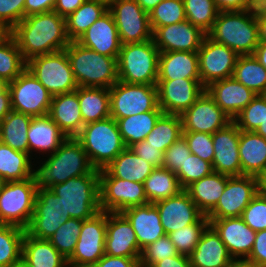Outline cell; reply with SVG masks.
<instances>
[{"label": "cell", "instance_id": "1", "mask_svg": "<svg viewBox=\"0 0 266 267\" xmlns=\"http://www.w3.org/2000/svg\"><path fill=\"white\" fill-rule=\"evenodd\" d=\"M9 34L26 61L38 55L62 51L71 42L66 32V19L55 11L25 17Z\"/></svg>", "mask_w": 266, "mask_h": 267}, {"label": "cell", "instance_id": "2", "mask_svg": "<svg viewBox=\"0 0 266 267\" xmlns=\"http://www.w3.org/2000/svg\"><path fill=\"white\" fill-rule=\"evenodd\" d=\"M36 169L33 166L32 177L37 190L51 189L54 185L64 183L70 178L87 174H99L75 137H67L60 147Z\"/></svg>", "mask_w": 266, "mask_h": 267}, {"label": "cell", "instance_id": "3", "mask_svg": "<svg viewBox=\"0 0 266 267\" xmlns=\"http://www.w3.org/2000/svg\"><path fill=\"white\" fill-rule=\"evenodd\" d=\"M207 36L213 41L229 47L238 55H253L259 45L255 9L219 11Z\"/></svg>", "mask_w": 266, "mask_h": 267}, {"label": "cell", "instance_id": "4", "mask_svg": "<svg viewBox=\"0 0 266 267\" xmlns=\"http://www.w3.org/2000/svg\"><path fill=\"white\" fill-rule=\"evenodd\" d=\"M79 87L111 88L117 81V58L101 55L76 41L64 49Z\"/></svg>", "mask_w": 266, "mask_h": 267}, {"label": "cell", "instance_id": "5", "mask_svg": "<svg viewBox=\"0 0 266 267\" xmlns=\"http://www.w3.org/2000/svg\"><path fill=\"white\" fill-rule=\"evenodd\" d=\"M75 138L97 170L107 167L126 148L117 122L111 116L85 124Z\"/></svg>", "mask_w": 266, "mask_h": 267}, {"label": "cell", "instance_id": "6", "mask_svg": "<svg viewBox=\"0 0 266 267\" xmlns=\"http://www.w3.org/2000/svg\"><path fill=\"white\" fill-rule=\"evenodd\" d=\"M159 55L153 39L122 44L117 58L119 81L157 85Z\"/></svg>", "mask_w": 266, "mask_h": 267}, {"label": "cell", "instance_id": "7", "mask_svg": "<svg viewBox=\"0 0 266 267\" xmlns=\"http://www.w3.org/2000/svg\"><path fill=\"white\" fill-rule=\"evenodd\" d=\"M50 190L62 201L70 218L86 220L101 211L99 174L70 178Z\"/></svg>", "mask_w": 266, "mask_h": 267}, {"label": "cell", "instance_id": "8", "mask_svg": "<svg viewBox=\"0 0 266 267\" xmlns=\"http://www.w3.org/2000/svg\"><path fill=\"white\" fill-rule=\"evenodd\" d=\"M27 69L52 96L74 92L79 87L65 50L33 57L27 61Z\"/></svg>", "mask_w": 266, "mask_h": 267}, {"label": "cell", "instance_id": "9", "mask_svg": "<svg viewBox=\"0 0 266 267\" xmlns=\"http://www.w3.org/2000/svg\"><path fill=\"white\" fill-rule=\"evenodd\" d=\"M36 195L33 177L6 182L0 192V220L26 229L34 212Z\"/></svg>", "mask_w": 266, "mask_h": 267}, {"label": "cell", "instance_id": "10", "mask_svg": "<svg viewBox=\"0 0 266 267\" xmlns=\"http://www.w3.org/2000/svg\"><path fill=\"white\" fill-rule=\"evenodd\" d=\"M110 91V115L115 120L153 110L158 104L156 85L127 84L117 81Z\"/></svg>", "mask_w": 266, "mask_h": 267}, {"label": "cell", "instance_id": "11", "mask_svg": "<svg viewBox=\"0 0 266 267\" xmlns=\"http://www.w3.org/2000/svg\"><path fill=\"white\" fill-rule=\"evenodd\" d=\"M8 88L13 111L32 117L49 113L53 96L27 68L8 83Z\"/></svg>", "mask_w": 266, "mask_h": 267}, {"label": "cell", "instance_id": "12", "mask_svg": "<svg viewBox=\"0 0 266 267\" xmlns=\"http://www.w3.org/2000/svg\"><path fill=\"white\" fill-rule=\"evenodd\" d=\"M107 212L100 211L83 220L81 233L68 267H91L105 254Z\"/></svg>", "mask_w": 266, "mask_h": 267}, {"label": "cell", "instance_id": "13", "mask_svg": "<svg viewBox=\"0 0 266 267\" xmlns=\"http://www.w3.org/2000/svg\"><path fill=\"white\" fill-rule=\"evenodd\" d=\"M116 23L121 44L153 39L149 13L135 0H115L108 5Z\"/></svg>", "mask_w": 266, "mask_h": 267}, {"label": "cell", "instance_id": "14", "mask_svg": "<svg viewBox=\"0 0 266 267\" xmlns=\"http://www.w3.org/2000/svg\"><path fill=\"white\" fill-rule=\"evenodd\" d=\"M70 219L59 197L50 189L37 190L34 212L26 233L34 238L49 240Z\"/></svg>", "mask_w": 266, "mask_h": 267}, {"label": "cell", "instance_id": "15", "mask_svg": "<svg viewBox=\"0 0 266 267\" xmlns=\"http://www.w3.org/2000/svg\"><path fill=\"white\" fill-rule=\"evenodd\" d=\"M260 191V178L251 175L229 176L217 205L208 219L240 217L250 201Z\"/></svg>", "mask_w": 266, "mask_h": 267}, {"label": "cell", "instance_id": "16", "mask_svg": "<svg viewBox=\"0 0 266 267\" xmlns=\"http://www.w3.org/2000/svg\"><path fill=\"white\" fill-rule=\"evenodd\" d=\"M101 211L121 213L125 209L148 204L143 183L115 177H99Z\"/></svg>", "mask_w": 266, "mask_h": 267}, {"label": "cell", "instance_id": "17", "mask_svg": "<svg viewBox=\"0 0 266 267\" xmlns=\"http://www.w3.org/2000/svg\"><path fill=\"white\" fill-rule=\"evenodd\" d=\"M238 54L207 35L198 50L200 81L206 88L211 83L232 77Z\"/></svg>", "mask_w": 266, "mask_h": 267}, {"label": "cell", "instance_id": "18", "mask_svg": "<svg viewBox=\"0 0 266 267\" xmlns=\"http://www.w3.org/2000/svg\"><path fill=\"white\" fill-rule=\"evenodd\" d=\"M158 104L166 114L181 115L202 95L206 88L200 78L157 80Z\"/></svg>", "mask_w": 266, "mask_h": 267}, {"label": "cell", "instance_id": "19", "mask_svg": "<svg viewBox=\"0 0 266 267\" xmlns=\"http://www.w3.org/2000/svg\"><path fill=\"white\" fill-rule=\"evenodd\" d=\"M180 117L182 131L209 134L225 128L232 122V119L215 103L206 90Z\"/></svg>", "mask_w": 266, "mask_h": 267}, {"label": "cell", "instance_id": "20", "mask_svg": "<svg viewBox=\"0 0 266 267\" xmlns=\"http://www.w3.org/2000/svg\"><path fill=\"white\" fill-rule=\"evenodd\" d=\"M213 172L229 176H241L239 157L240 129L232 121L225 128L212 134Z\"/></svg>", "mask_w": 266, "mask_h": 267}, {"label": "cell", "instance_id": "21", "mask_svg": "<svg viewBox=\"0 0 266 267\" xmlns=\"http://www.w3.org/2000/svg\"><path fill=\"white\" fill-rule=\"evenodd\" d=\"M207 34L188 20L158 27L153 32V40L160 52H198Z\"/></svg>", "mask_w": 266, "mask_h": 267}, {"label": "cell", "instance_id": "22", "mask_svg": "<svg viewBox=\"0 0 266 267\" xmlns=\"http://www.w3.org/2000/svg\"><path fill=\"white\" fill-rule=\"evenodd\" d=\"M105 254L127 258H140L135 231L122 213L107 212Z\"/></svg>", "mask_w": 266, "mask_h": 267}, {"label": "cell", "instance_id": "23", "mask_svg": "<svg viewBox=\"0 0 266 267\" xmlns=\"http://www.w3.org/2000/svg\"><path fill=\"white\" fill-rule=\"evenodd\" d=\"M208 220L232 258H248L256 232L246 225L241 216Z\"/></svg>", "mask_w": 266, "mask_h": 267}, {"label": "cell", "instance_id": "24", "mask_svg": "<svg viewBox=\"0 0 266 267\" xmlns=\"http://www.w3.org/2000/svg\"><path fill=\"white\" fill-rule=\"evenodd\" d=\"M154 205L166 235L195 223L203 215L185 190Z\"/></svg>", "mask_w": 266, "mask_h": 267}, {"label": "cell", "instance_id": "25", "mask_svg": "<svg viewBox=\"0 0 266 267\" xmlns=\"http://www.w3.org/2000/svg\"><path fill=\"white\" fill-rule=\"evenodd\" d=\"M206 91L232 121L257 96L233 77L211 83Z\"/></svg>", "mask_w": 266, "mask_h": 267}, {"label": "cell", "instance_id": "26", "mask_svg": "<svg viewBox=\"0 0 266 267\" xmlns=\"http://www.w3.org/2000/svg\"><path fill=\"white\" fill-rule=\"evenodd\" d=\"M76 42L108 57H118L122 45L116 23L109 11L90 26Z\"/></svg>", "mask_w": 266, "mask_h": 267}, {"label": "cell", "instance_id": "27", "mask_svg": "<svg viewBox=\"0 0 266 267\" xmlns=\"http://www.w3.org/2000/svg\"><path fill=\"white\" fill-rule=\"evenodd\" d=\"M131 223L140 250L164 237L159 211L153 203L134 206L121 212Z\"/></svg>", "mask_w": 266, "mask_h": 267}, {"label": "cell", "instance_id": "28", "mask_svg": "<svg viewBox=\"0 0 266 267\" xmlns=\"http://www.w3.org/2000/svg\"><path fill=\"white\" fill-rule=\"evenodd\" d=\"M29 155L34 159L33 152L40 155L53 154L60 145L67 139V136L60 130L59 126L50 116L32 117L27 133ZM39 151V152H38ZM42 153V154H41Z\"/></svg>", "mask_w": 266, "mask_h": 267}, {"label": "cell", "instance_id": "29", "mask_svg": "<svg viewBox=\"0 0 266 267\" xmlns=\"http://www.w3.org/2000/svg\"><path fill=\"white\" fill-rule=\"evenodd\" d=\"M48 115L67 137H76L85 125L78 100V88L74 92L53 96Z\"/></svg>", "mask_w": 266, "mask_h": 267}, {"label": "cell", "instance_id": "30", "mask_svg": "<svg viewBox=\"0 0 266 267\" xmlns=\"http://www.w3.org/2000/svg\"><path fill=\"white\" fill-rule=\"evenodd\" d=\"M188 257L191 267H226L232 259L225 244L210 225Z\"/></svg>", "mask_w": 266, "mask_h": 267}, {"label": "cell", "instance_id": "31", "mask_svg": "<svg viewBox=\"0 0 266 267\" xmlns=\"http://www.w3.org/2000/svg\"><path fill=\"white\" fill-rule=\"evenodd\" d=\"M241 175L261 178L266 174V139L254 131H241L239 139Z\"/></svg>", "mask_w": 266, "mask_h": 267}, {"label": "cell", "instance_id": "32", "mask_svg": "<svg viewBox=\"0 0 266 267\" xmlns=\"http://www.w3.org/2000/svg\"><path fill=\"white\" fill-rule=\"evenodd\" d=\"M200 78L198 52H160L158 79Z\"/></svg>", "mask_w": 266, "mask_h": 267}, {"label": "cell", "instance_id": "33", "mask_svg": "<svg viewBox=\"0 0 266 267\" xmlns=\"http://www.w3.org/2000/svg\"><path fill=\"white\" fill-rule=\"evenodd\" d=\"M154 168L126 147L107 167L99 170V177H115L144 183Z\"/></svg>", "mask_w": 266, "mask_h": 267}, {"label": "cell", "instance_id": "34", "mask_svg": "<svg viewBox=\"0 0 266 267\" xmlns=\"http://www.w3.org/2000/svg\"><path fill=\"white\" fill-rule=\"evenodd\" d=\"M229 175L212 172L191 183L184 190L203 215H208L217 205L227 184Z\"/></svg>", "mask_w": 266, "mask_h": 267}, {"label": "cell", "instance_id": "35", "mask_svg": "<svg viewBox=\"0 0 266 267\" xmlns=\"http://www.w3.org/2000/svg\"><path fill=\"white\" fill-rule=\"evenodd\" d=\"M22 258L32 267H68L67 259L50 243L25 233Z\"/></svg>", "mask_w": 266, "mask_h": 267}, {"label": "cell", "instance_id": "36", "mask_svg": "<svg viewBox=\"0 0 266 267\" xmlns=\"http://www.w3.org/2000/svg\"><path fill=\"white\" fill-rule=\"evenodd\" d=\"M78 100L84 124L111 116L109 88L78 87Z\"/></svg>", "mask_w": 266, "mask_h": 267}, {"label": "cell", "instance_id": "37", "mask_svg": "<svg viewBox=\"0 0 266 267\" xmlns=\"http://www.w3.org/2000/svg\"><path fill=\"white\" fill-rule=\"evenodd\" d=\"M32 116L11 110L0 123V142L29 154L27 133Z\"/></svg>", "mask_w": 266, "mask_h": 267}, {"label": "cell", "instance_id": "38", "mask_svg": "<svg viewBox=\"0 0 266 267\" xmlns=\"http://www.w3.org/2000/svg\"><path fill=\"white\" fill-rule=\"evenodd\" d=\"M108 11V5L99 0H86L66 19V32L70 41H77L99 18Z\"/></svg>", "mask_w": 266, "mask_h": 267}, {"label": "cell", "instance_id": "39", "mask_svg": "<svg viewBox=\"0 0 266 267\" xmlns=\"http://www.w3.org/2000/svg\"><path fill=\"white\" fill-rule=\"evenodd\" d=\"M32 158L0 142V176L6 182L23 181L32 177Z\"/></svg>", "mask_w": 266, "mask_h": 267}, {"label": "cell", "instance_id": "40", "mask_svg": "<svg viewBox=\"0 0 266 267\" xmlns=\"http://www.w3.org/2000/svg\"><path fill=\"white\" fill-rule=\"evenodd\" d=\"M163 113L162 110H153L117 119L116 122L125 147L145 140Z\"/></svg>", "mask_w": 266, "mask_h": 267}, {"label": "cell", "instance_id": "41", "mask_svg": "<svg viewBox=\"0 0 266 267\" xmlns=\"http://www.w3.org/2000/svg\"><path fill=\"white\" fill-rule=\"evenodd\" d=\"M143 185L148 202L153 204L178 195L184 190L177 175L164 167L154 168Z\"/></svg>", "mask_w": 266, "mask_h": 267}, {"label": "cell", "instance_id": "42", "mask_svg": "<svg viewBox=\"0 0 266 267\" xmlns=\"http://www.w3.org/2000/svg\"><path fill=\"white\" fill-rule=\"evenodd\" d=\"M232 77L256 94L266 90V68L254 55H239Z\"/></svg>", "mask_w": 266, "mask_h": 267}, {"label": "cell", "instance_id": "43", "mask_svg": "<svg viewBox=\"0 0 266 267\" xmlns=\"http://www.w3.org/2000/svg\"><path fill=\"white\" fill-rule=\"evenodd\" d=\"M26 68L27 61L23 58L16 41L6 33L0 38V78L10 83Z\"/></svg>", "mask_w": 266, "mask_h": 267}, {"label": "cell", "instance_id": "44", "mask_svg": "<svg viewBox=\"0 0 266 267\" xmlns=\"http://www.w3.org/2000/svg\"><path fill=\"white\" fill-rule=\"evenodd\" d=\"M181 136L182 120L180 115L163 113L145 140L150 145L165 152Z\"/></svg>", "mask_w": 266, "mask_h": 267}, {"label": "cell", "instance_id": "45", "mask_svg": "<svg viewBox=\"0 0 266 267\" xmlns=\"http://www.w3.org/2000/svg\"><path fill=\"white\" fill-rule=\"evenodd\" d=\"M25 233V229L15 225L0 227V267H15L19 263Z\"/></svg>", "mask_w": 266, "mask_h": 267}, {"label": "cell", "instance_id": "46", "mask_svg": "<svg viewBox=\"0 0 266 267\" xmlns=\"http://www.w3.org/2000/svg\"><path fill=\"white\" fill-rule=\"evenodd\" d=\"M183 2L186 20L207 34L219 13L215 0H183Z\"/></svg>", "mask_w": 266, "mask_h": 267}, {"label": "cell", "instance_id": "47", "mask_svg": "<svg viewBox=\"0 0 266 267\" xmlns=\"http://www.w3.org/2000/svg\"><path fill=\"white\" fill-rule=\"evenodd\" d=\"M209 226L206 215H202L195 223L170 233L168 236L174 244L177 252L189 255L197 246L203 232Z\"/></svg>", "mask_w": 266, "mask_h": 267}, {"label": "cell", "instance_id": "48", "mask_svg": "<svg viewBox=\"0 0 266 267\" xmlns=\"http://www.w3.org/2000/svg\"><path fill=\"white\" fill-rule=\"evenodd\" d=\"M186 20L183 0H162L150 13L152 32L158 27L180 23Z\"/></svg>", "mask_w": 266, "mask_h": 267}, {"label": "cell", "instance_id": "49", "mask_svg": "<svg viewBox=\"0 0 266 267\" xmlns=\"http://www.w3.org/2000/svg\"><path fill=\"white\" fill-rule=\"evenodd\" d=\"M83 220L70 218L49 239L50 243L68 260L76 247Z\"/></svg>", "mask_w": 266, "mask_h": 267}, {"label": "cell", "instance_id": "50", "mask_svg": "<svg viewBox=\"0 0 266 267\" xmlns=\"http://www.w3.org/2000/svg\"><path fill=\"white\" fill-rule=\"evenodd\" d=\"M266 120V98L257 96L234 118L241 131H255Z\"/></svg>", "mask_w": 266, "mask_h": 267}, {"label": "cell", "instance_id": "51", "mask_svg": "<svg viewBox=\"0 0 266 267\" xmlns=\"http://www.w3.org/2000/svg\"><path fill=\"white\" fill-rule=\"evenodd\" d=\"M213 172L212 164L202 160L197 155L190 154L184 161L183 167L175 173L183 189L191 183L210 175Z\"/></svg>", "mask_w": 266, "mask_h": 267}, {"label": "cell", "instance_id": "52", "mask_svg": "<svg viewBox=\"0 0 266 267\" xmlns=\"http://www.w3.org/2000/svg\"><path fill=\"white\" fill-rule=\"evenodd\" d=\"M177 254L178 252L170 237L165 235L142 249L139 265L140 267H152L158 261L176 256Z\"/></svg>", "mask_w": 266, "mask_h": 267}, {"label": "cell", "instance_id": "53", "mask_svg": "<svg viewBox=\"0 0 266 267\" xmlns=\"http://www.w3.org/2000/svg\"><path fill=\"white\" fill-rule=\"evenodd\" d=\"M241 218L255 232L266 230V196L261 191L244 209Z\"/></svg>", "mask_w": 266, "mask_h": 267}, {"label": "cell", "instance_id": "54", "mask_svg": "<svg viewBox=\"0 0 266 267\" xmlns=\"http://www.w3.org/2000/svg\"><path fill=\"white\" fill-rule=\"evenodd\" d=\"M182 136L188 143L191 154L202 160L213 163L214 149L212 134L204 132L182 131Z\"/></svg>", "mask_w": 266, "mask_h": 267}, {"label": "cell", "instance_id": "55", "mask_svg": "<svg viewBox=\"0 0 266 267\" xmlns=\"http://www.w3.org/2000/svg\"><path fill=\"white\" fill-rule=\"evenodd\" d=\"M25 18V0H0V27L9 33Z\"/></svg>", "mask_w": 266, "mask_h": 267}, {"label": "cell", "instance_id": "56", "mask_svg": "<svg viewBox=\"0 0 266 267\" xmlns=\"http://www.w3.org/2000/svg\"><path fill=\"white\" fill-rule=\"evenodd\" d=\"M190 154L188 143L181 136L165 150L162 167L176 173L180 167H183L184 161Z\"/></svg>", "mask_w": 266, "mask_h": 267}, {"label": "cell", "instance_id": "57", "mask_svg": "<svg viewBox=\"0 0 266 267\" xmlns=\"http://www.w3.org/2000/svg\"><path fill=\"white\" fill-rule=\"evenodd\" d=\"M133 152L153 167H162L164 152L150 145L146 140L134 143L129 147Z\"/></svg>", "mask_w": 266, "mask_h": 267}, {"label": "cell", "instance_id": "58", "mask_svg": "<svg viewBox=\"0 0 266 267\" xmlns=\"http://www.w3.org/2000/svg\"><path fill=\"white\" fill-rule=\"evenodd\" d=\"M247 259L258 267H266V230L256 232L255 242Z\"/></svg>", "mask_w": 266, "mask_h": 267}, {"label": "cell", "instance_id": "59", "mask_svg": "<svg viewBox=\"0 0 266 267\" xmlns=\"http://www.w3.org/2000/svg\"><path fill=\"white\" fill-rule=\"evenodd\" d=\"M139 259L140 258H127L104 254L91 267H140Z\"/></svg>", "mask_w": 266, "mask_h": 267}, {"label": "cell", "instance_id": "60", "mask_svg": "<svg viewBox=\"0 0 266 267\" xmlns=\"http://www.w3.org/2000/svg\"><path fill=\"white\" fill-rule=\"evenodd\" d=\"M219 11H241L255 9L258 5L253 0H215Z\"/></svg>", "mask_w": 266, "mask_h": 267}, {"label": "cell", "instance_id": "61", "mask_svg": "<svg viewBox=\"0 0 266 267\" xmlns=\"http://www.w3.org/2000/svg\"><path fill=\"white\" fill-rule=\"evenodd\" d=\"M57 0H25V17L53 11Z\"/></svg>", "mask_w": 266, "mask_h": 267}, {"label": "cell", "instance_id": "62", "mask_svg": "<svg viewBox=\"0 0 266 267\" xmlns=\"http://www.w3.org/2000/svg\"><path fill=\"white\" fill-rule=\"evenodd\" d=\"M86 0H57L53 11L63 18H67L76 11Z\"/></svg>", "mask_w": 266, "mask_h": 267}, {"label": "cell", "instance_id": "63", "mask_svg": "<svg viewBox=\"0 0 266 267\" xmlns=\"http://www.w3.org/2000/svg\"><path fill=\"white\" fill-rule=\"evenodd\" d=\"M152 267H191V264L187 255L178 253L176 256L158 261Z\"/></svg>", "mask_w": 266, "mask_h": 267}, {"label": "cell", "instance_id": "64", "mask_svg": "<svg viewBox=\"0 0 266 267\" xmlns=\"http://www.w3.org/2000/svg\"><path fill=\"white\" fill-rule=\"evenodd\" d=\"M255 16L258 22L259 42H266V6H257Z\"/></svg>", "mask_w": 266, "mask_h": 267}, {"label": "cell", "instance_id": "65", "mask_svg": "<svg viewBox=\"0 0 266 267\" xmlns=\"http://www.w3.org/2000/svg\"><path fill=\"white\" fill-rule=\"evenodd\" d=\"M11 110V95L9 88L7 87L2 93H0V123Z\"/></svg>", "mask_w": 266, "mask_h": 267}, {"label": "cell", "instance_id": "66", "mask_svg": "<svg viewBox=\"0 0 266 267\" xmlns=\"http://www.w3.org/2000/svg\"><path fill=\"white\" fill-rule=\"evenodd\" d=\"M253 55L266 68V42H259Z\"/></svg>", "mask_w": 266, "mask_h": 267}, {"label": "cell", "instance_id": "67", "mask_svg": "<svg viewBox=\"0 0 266 267\" xmlns=\"http://www.w3.org/2000/svg\"><path fill=\"white\" fill-rule=\"evenodd\" d=\"M226 267H258L247 258H232Z\"/></svg>", "mask_w": 266, "mask_h": 267}, {"label": "cell", "instance_id": "68", "mask_svg": "<svg viewBox=\"0 0 266 267\" xmlns=\"http://www.w3.org/2000/svg\"><path fill=\"white\" fill-rule=\"evenodd\" d=\"M142 9L150 13L162 0H135Z\"/></svg>", "mask_w": 266, "mask_h": 267}, {"label": "cell", "instance_id": "69", "mask_svg": "<svg viewBox=\"0 0 266 267\" xmlns=\"http://www.w3.org/2000/svg\"><path fill=\"white\" fill-rule=\"evenodd\" d=\"M254 132L266 139V120Z\"/></svg>", "mask_w": 266, "mask_h": 267}, {"label": "cell", "instance_id": "70", "mask_svg": "<svg viewBox=\"0 0 266 267\" xmlns=\"http://www.w3.org/2000/svg\"><path fill=\"white\" fill-rule=\"evenodd\" d=\"M260 191L266 196V176L260 178Z\"/></svg>", "mask_w": 266, "mask_h": 267}, {"label": "cell", "instance_id": "71", "mask_svg": "<svg viewBox=\"0 0 266 267\" xmlns=\"http://www.w3.org/2000/svg\"><path fill=\"white\" fill-rule=\"evenodd\" d=\"M8 87V83L0 78V93H2Z\"/></svg>", "mask_w": 266, "mask_h": 267}, {"label": "cell", "instance_id": "72", "mask_svg": "<svg viewBox=\"0 0 266 267\" xmlns=\"http://www.w3.org/2000/svg\"><path fill=\"white\" fill-rule=\"evenodd\" d=\"M15 267H32V266L29 265L23 258H21V260Z\"/></svg>", "mask_w": 266, "mask_h": 267}, {"label": "cell", "instance_id": "73", "mask_svg": "<svg viewBox=\"0 0 266 267\" xmlns=\"http://www.w3.org/2000/svg\"><path fill=\"white\" fill-rule=\"evenodd\" d=\"M258 6H266V0H253Z\"/></svg>", "mask_w": 266, "mask_h": 267}, {"label": "cell", "instance_id": "74", "mask_svg": "<svg viewBox=\"0 0 266 267\" xmlns=\"http://www.w3.org/2000/svg\"><path fill=\"white\" fill-rule=\"evenodd\" d=\"M6 181L3 177L0 176V192L3 189L4 185H5Z\"/></svg>", "mask_w": 266, "mask_h": 267}, {"label": "cell", "instance_id": "75", "mask_svg": "<svg viewBox=\"0 0 266 267\" xmlns=\"http://www.w3.org/2000/svg\"><path fill=\"white\" fill-rule=\"evenodd\" d=\"M99 1H102V2L106 3L107 5H109L110 3H112L115 0H99Z\"/></svg>", "mask_w": 266, "mask_h": 267}, {"label": "cell", "instance_id": "76", "mask_svg": "<svg viewBox=\"0 0 266 267\" xmlns=\"http://www.w3.org/2000/svg\"><path fill=\"white\" fill-rule=\"evenodd\" d=\"M6 32L0 27V38H2Z\"/></svg>", "mask_w": 266, "mask_h": 267}, {"label": "cell", "instance_id": "77", "mask_svg": "<svg viewBox=\"0 0 266 267\" xmlns=\"http://www.w3.org/2000/svg\"><path fill=\"white\" fill-rule=\"evenodd\" d=\"M4 225V223L0 220V227H2Z\"/></svg>", "mask_w": 266, "mask_h": 267}, {"label": "cell", "instance_id": "78", "mask_svg": "<svg viewBox=\"0 0 266 267\" xmlns=\"http://www.w3.org/2000/svg\"><path fill=\"white\" fill-rule=\"evenodd\" d=\"M262 95L266 98V90H265V92Z\"/></svg>", "mask_w": 266, "mask_h": 267}]
</instances>
